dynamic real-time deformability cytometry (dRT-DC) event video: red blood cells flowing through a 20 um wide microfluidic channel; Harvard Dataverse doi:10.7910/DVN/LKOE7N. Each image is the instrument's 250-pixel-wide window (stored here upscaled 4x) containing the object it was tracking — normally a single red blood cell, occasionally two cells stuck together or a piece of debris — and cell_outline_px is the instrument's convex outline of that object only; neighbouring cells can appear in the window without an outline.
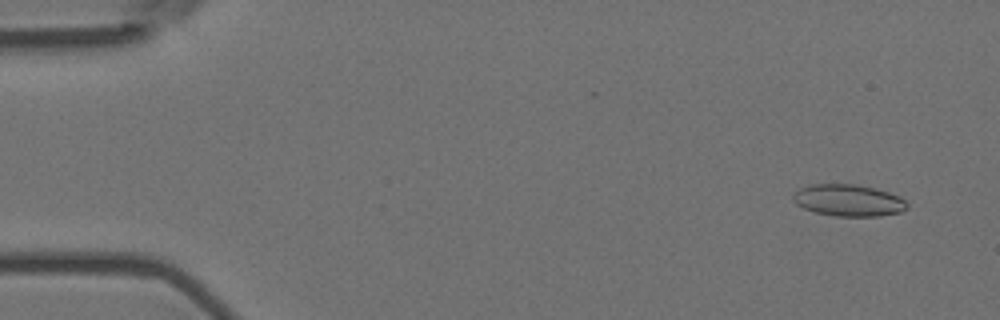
{"species": "Egyptian fruit bat (a non-hibernating species)", "species_latin": "Rousettus aegyptiacus", "temperature_condition": "room temperature", "stored_images_in_passage": 55, "camera_frame_rate_fps": 3000, "um_per_image_px": 0.085, "animal": {"sex": "female"}, "frame": {"image": 1, "passage_image": 4, "time_ms": 1.0, "image_size_px": [1000, 320], "cell_outline_px": [[908, 208], [900, 212], [880, 216], [836, 216], [816, 212], [804, 208], [796, 204], [792, 200], [792, 192], [808, 184], [856, 184], [876, 188], [900, 196], [908, 204]], "centroid_in_image_um": [72.1, 17.02], "position_along_channel_um": 12.9, "area_um2": 21.33}}
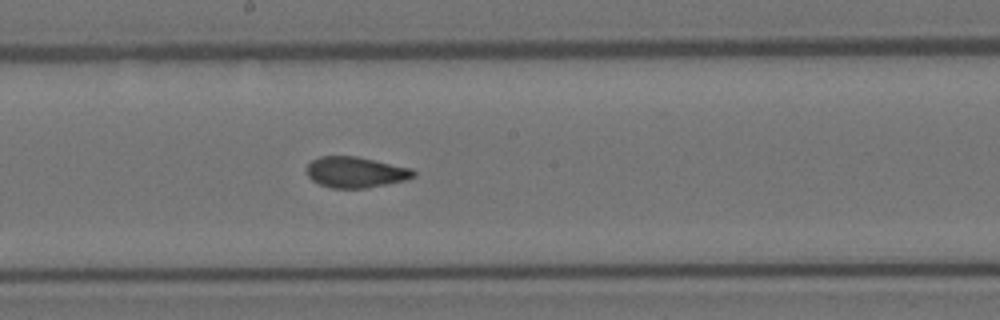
{"frame": {"image": 2, "passage_image": 30, "time_ms": 9.667, "image_size_px": [1000, 320], "cell_outline_px": [[416, 176], [404, 180], [364, 188], [332, 188], [320, 184], [312, 180], [308, 176], [308, 164], [312, 160], [320, 156], [356, 156], [412, 168], [416, 172]], "centroid_in_image_um": [30.23, 14.63], "position_along_channel_um": 218.0, "area_um2": 19.02}}
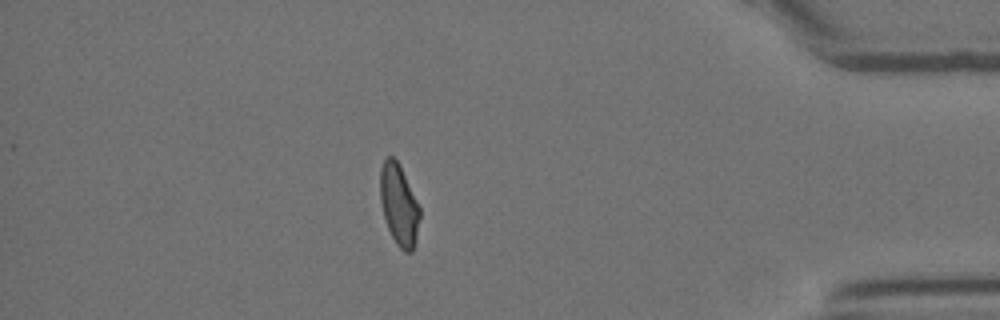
{"frame": {"image": 3, "passage_image": 48, "time_ms": 15.667, "image_size_px": [1000, 320], "cell_outline_px": [[420, 216], [416, 240], [412, 252], [404, 252], [396, 244], [388, 228], [384, 216], [380, 200], [380, 168], [384, 160], [388, 156], [392, 156], [400, 164], [420, 208]], "centroid_in_image_um": [33.91, 17.41], "position_along_channel_um": 401.3, "area_um2": 18.73}, "authors_computed_cell_mechanics": {"area_um2": 19.8254, "velocity_mm_per_s": 3.7215, "shape_relaxation_time_tau1_ms": null, "shape_relaxation_time_tau2_ms": 1.4905, "deformation_change_tau1": null, "deformation_change_tau2": 0.0679}}